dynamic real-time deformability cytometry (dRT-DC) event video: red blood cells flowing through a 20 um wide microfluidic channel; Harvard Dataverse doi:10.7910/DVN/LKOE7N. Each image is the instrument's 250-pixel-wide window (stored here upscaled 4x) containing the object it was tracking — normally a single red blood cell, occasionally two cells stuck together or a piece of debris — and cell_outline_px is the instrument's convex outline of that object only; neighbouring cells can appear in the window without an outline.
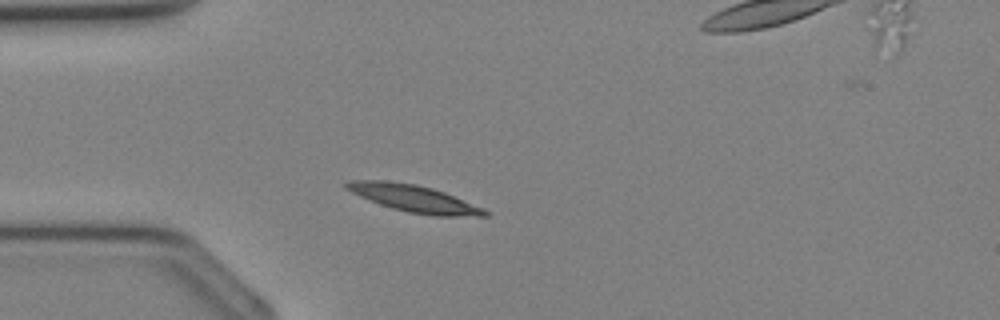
{"species": "Egyptian fruit bat (a non-hibernating species)", "species_latin": "Rousettus aegyptiacus", "temperature_condition": "cold", "stored_images_in_passage": 28, "segment_of_instrument_passage": [1, 2], "camera_frame_rate_fps": 3000, "um_per_image_px": 0.085, "animal": {"sex": "female"}, "frame": {"image": 1, "passage_image": 1, "time_ms": 0.0, "image_size_px": [1000, 320], "cell_outline_px": [[488, 216], [432, 216], [408, 212], [392, 208], [380, 204], [360, 196], [344, 188], [344, 184], [348, 180], [384, 180], [416, 184], [432, 188], [444, 192], [484, 208], [488, 212]], "centroid_in_image_um": [35.18, 16.87], "position_along_channel_um": 49.8, "area_um2": 21.73}}
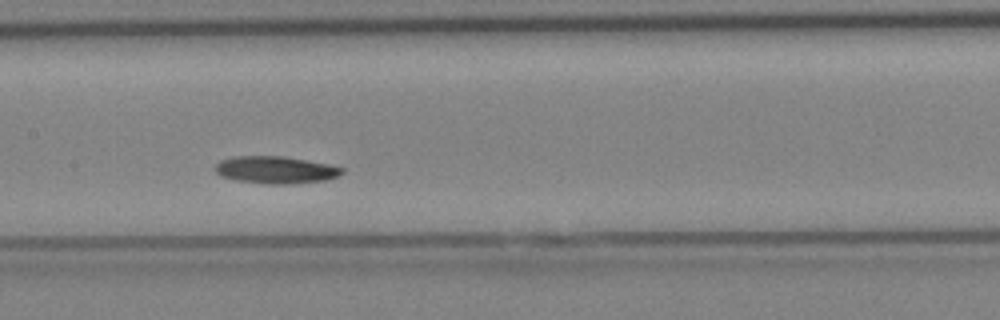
{"frame": {"image": 2, "passage_image": 9, "time_ms": 2.667, "image_size_px": [1000, 320], "cell_outline_px": [[344, 172], [340, 176], [324, 180], [288, 184], [264, 184], [236, 180], [220, 176], [212, 168], [220, 160], [232, 156], [284, 156], [328, 164], [344, 168]], "centroid_in_image_um": [23.39, 14.44], "position_along_channel_um": 184.0, "area_um2": 20.35}}
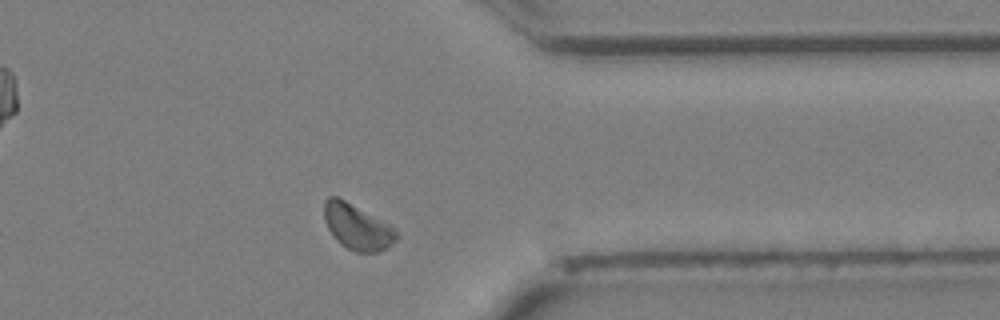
{"frame": {"image": 3, "passage_image": 20, "time_ms": 6.333, "image_size_px": [1000, 320], "cell_outline_px": [[400, 236], [388, 248], [376, 252], [356, 252], [340, 244], [332, 236], [324, 220], [324, 200], [328, 196], [336, 196], [344, 200], [396, 228]], "centroid_in_image_um": [30.36, 19.3], "position_along_channel_um": 381.0, "area_um2": 19.19}}